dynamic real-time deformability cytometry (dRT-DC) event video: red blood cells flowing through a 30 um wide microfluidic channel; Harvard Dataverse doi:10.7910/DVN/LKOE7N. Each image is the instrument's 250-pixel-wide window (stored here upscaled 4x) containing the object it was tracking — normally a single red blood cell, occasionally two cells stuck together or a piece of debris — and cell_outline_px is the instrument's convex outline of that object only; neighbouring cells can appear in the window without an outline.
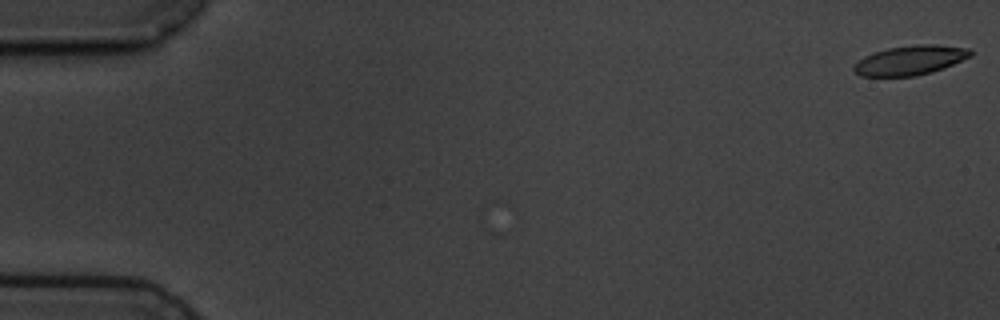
{"species": "common noctule bat (a hibernating species)", "species_latin": "Nyctalus noctula", "temperature_condition": "cold", "stored_images_in_passage": 8, "camera_frame_rate_fps": 3000, "um_per_image_px": 0.085, "animal": {"sex": "male", "body_mass_g": 19.5, "forearm_length_mm": 54.6}, "frame": {"image": 1, "passage_image": 1, "time_ms": 0.0, "image_size_px": [1000, 320], "cell_outline_px": [[972, 56], [944, 68], [932, 72], [916, 76], [860, 76], [852, 68], [864, 56], [872, 52], [888, 48], [916, 44], [936, 44], [968, 48], [972, 52]], "centroid_in_image_um": [77.39, 5.11], "position_along_channel_um": 7.6, "area_um2": 20.06}}
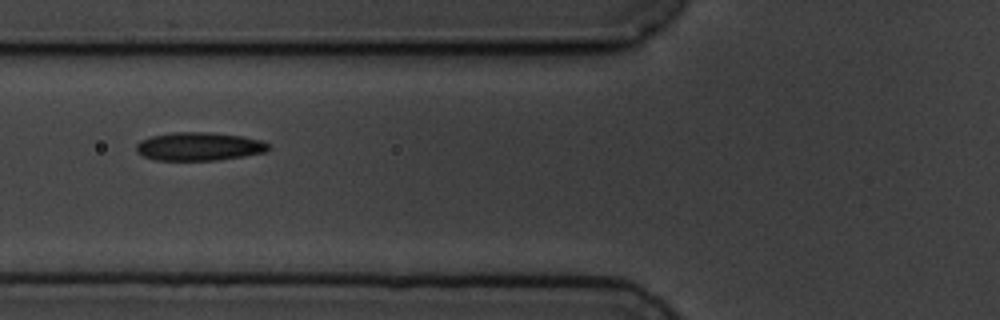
{"frame": {"image": 2, "passage_image": 7, "time_ms": 7.0, "image_size_px": [1000, 320], "cell_outline_px": [[272, 148], [264, 152], [244, 156], [216, 160], [156, 160], [144, 156], [136, 152], [136, 144], [140, 140], [152, 136], [172, 132], [212, 132], [244, 136], [260, 140], [268, 144]], "centroid_in_image_um": [16.92, 12.44], "position_along_channel_um": 108.9, "area_um2": 21.91}}
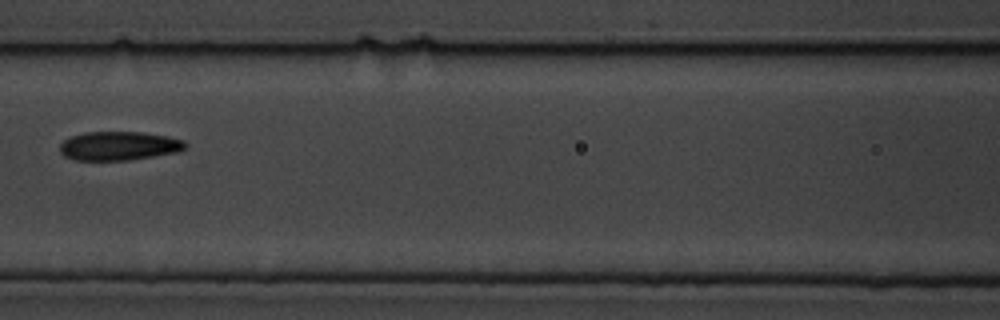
{"frame": {"image": 3, "passage_image": 8, "time_ms": 8.333, "image_size_px": [1000, 320], "cell_outline_px": [[188, 144], [184, 148], [176, 152], [128, 160], [72, 160], [64, 156], [60, 152], [60, 144], [64, 140], [72, 136], [84, 132], [140, 132], [164, 136], [184, 140]], "centroid_in_image_um": [10.06, 12.4], "position_along_channel_um": 156.5, "area_um2": 20.92}}